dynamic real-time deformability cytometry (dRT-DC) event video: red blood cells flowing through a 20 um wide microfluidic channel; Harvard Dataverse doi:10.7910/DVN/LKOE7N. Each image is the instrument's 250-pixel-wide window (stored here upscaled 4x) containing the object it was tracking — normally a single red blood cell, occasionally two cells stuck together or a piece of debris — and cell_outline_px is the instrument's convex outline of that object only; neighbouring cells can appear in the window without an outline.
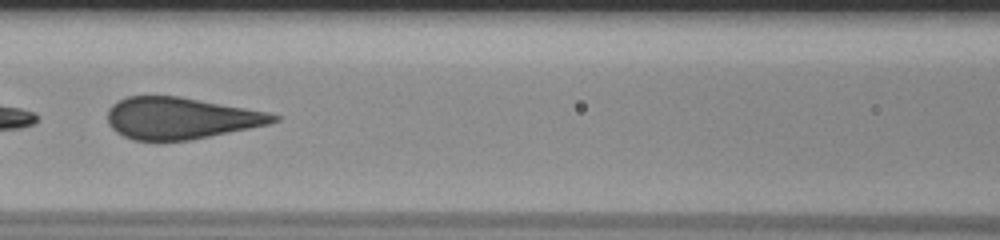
{"species": "human", "species_latin": "Homo sapiens", "temperature_condition": "room temperature", "stored_images_in_passage": 53, "camera_frame_rate_fps": 3000, "um_per_image_px": 0.085, "donor": {"sex": "male"}, "frame": {"image": 1, "passage_image": 25, "time_ms": 8.0, "image_size_px": [1000, 240], "cell_outline_px": [[280, 120], [268, 124], [192, 140], [136, 140], [124, 136], [116, 132], [108, 124], [108, 108], [112, 104], [128, 96], [180, 96], [268, 112], [280, 116]], "centroid_in_image_um": [15.35, 10.04], "position_along_channel_um": 151.2, "area_um2": 40.11}}
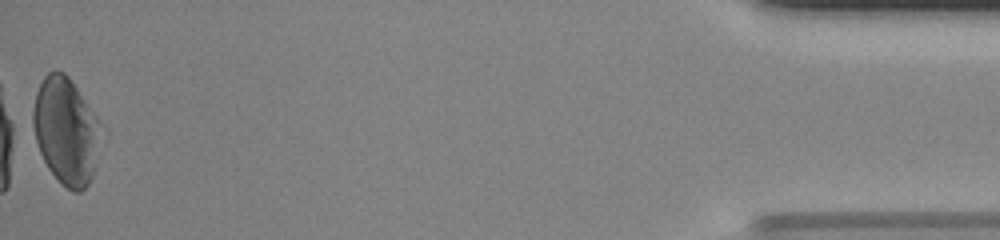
{"frame": {"image": 2, "passage_image": 53, "time_ms": 17.333, "image_size_px": [1000, 240], "cell_outline_px": [[108, 136], [92, 176], [88, 184], [80, 192], [72, 192], [60, 184], [48, 168], [40, 152], [28, 124], [36, 92], [44, 76], [48, 72], [64, 72], [68, 76], [108, 128]], "centroid_in_image_um": [5.69, 11.15], "position_along_channel_um": 429.5, "area_um2": 44.8}, "authors_computed_cell_mechanics": {"area_um2": 42.483, "velocity_mm_per_s": 3.8727, "shape_relaxation_time_tau1_ms": 6.3886, "shape_relaxation_time_tau2_ms": null, "deformation_change_tau1": 0.1797, "deformation_change_tau2": null}}